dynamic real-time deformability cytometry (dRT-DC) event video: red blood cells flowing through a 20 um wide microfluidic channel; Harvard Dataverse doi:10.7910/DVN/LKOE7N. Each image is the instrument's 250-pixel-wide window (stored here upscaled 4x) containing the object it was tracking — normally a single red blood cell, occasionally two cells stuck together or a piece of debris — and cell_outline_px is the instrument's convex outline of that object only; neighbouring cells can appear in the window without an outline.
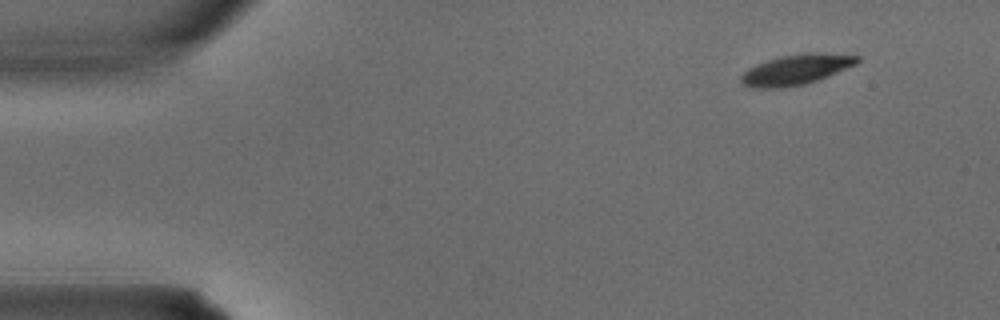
{"species": "common noctule bat (a hibernating species)", "species_latin": "Nyctalus noctula", "temperature_condition": "warm", "stored_images_in_passage": 2, "camera_frame_rate_fps": 3000, "um_per_image_px": 0.085, "animal": {"sex": "male", "body_mass_g": 15.6}, "frame": {"image": 1, "passage_image": 1, "time_ms": 0.0, "image_size_px": [1000, 320], "cell_outline_px": [[860, 60], [856, 64], [820, 80], [804, 84], [780, 88], [752, 88], [740, 84], [740, 76], [748, 68], [756, 64], [780, 56], [808, 52], [820, 52], [860, 56]], "centroid_in_image_um": [67.66, 5.92], "position_along_channel_um": 17.3, "area_um2": 20.75}}